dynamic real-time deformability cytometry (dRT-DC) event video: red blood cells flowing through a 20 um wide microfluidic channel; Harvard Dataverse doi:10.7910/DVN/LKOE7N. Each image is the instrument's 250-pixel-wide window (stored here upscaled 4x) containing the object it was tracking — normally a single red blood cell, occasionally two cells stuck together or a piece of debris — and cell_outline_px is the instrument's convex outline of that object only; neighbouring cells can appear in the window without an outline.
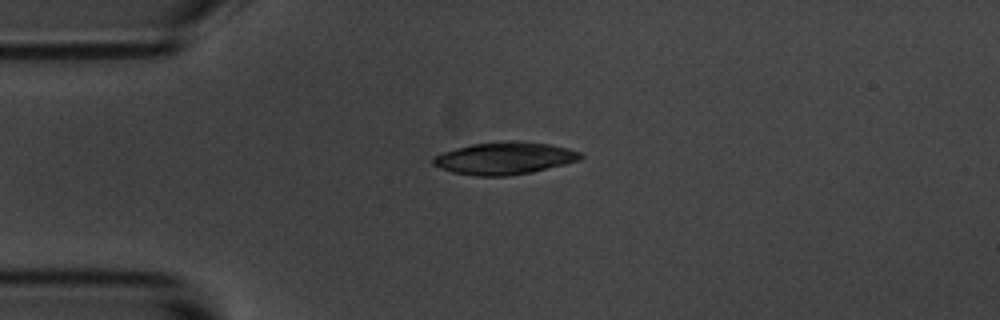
{"species": "common noctule bat (a hibernating species)", "species_latin": "Nyctalus noctula", "temperature_condition": "room temperature", "stored_images_in_passage": 3, "camera_frame_rate_fps": 3000, "um_per_image_px": 0.085, "animal": {"sex": "male", "body_mass_g": 20.1, "forearm_length_mm": 53.5}, "frame": {"image": 1, "passage_image": 2, "time_ms": 1.333, "image_size_px": [1000, 320], "cell_outline_px": [[584, 156], [580, 160], [532, 172], [504, 176], [476, 176], [452, 172], [440, 168], [432, 164], [432, 156], [456, 148], [472, 144], [508, 140], [516, 140], [548, 144], [568, 148], [580, 152]], "centroid_in_image_um": [42.87, 13.44], "position_along_channel_um": 42.1, "area_um2": 27.8}}